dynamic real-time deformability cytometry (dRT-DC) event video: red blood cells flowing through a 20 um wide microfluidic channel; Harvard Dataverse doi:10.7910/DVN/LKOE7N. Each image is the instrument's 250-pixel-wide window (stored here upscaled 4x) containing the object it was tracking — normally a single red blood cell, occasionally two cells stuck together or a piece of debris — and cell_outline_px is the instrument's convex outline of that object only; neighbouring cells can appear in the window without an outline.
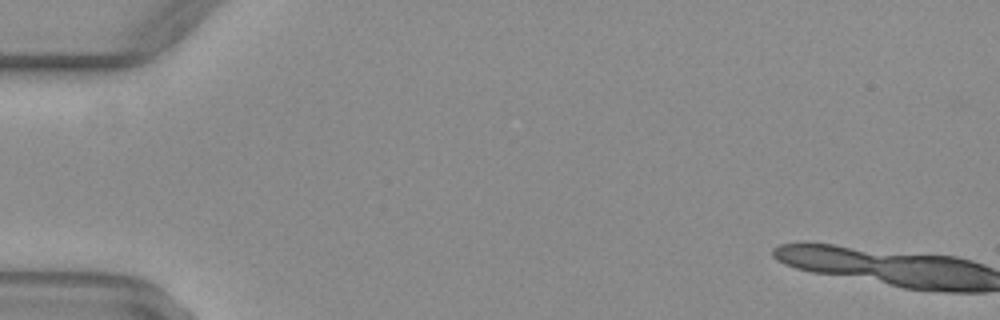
{"species": "common noctule bat (a hibernating species)", "species_latin": "Nyctalus noctula", "temperature_condition": "warm", "stored_images_in_passage": 4, "segment_of_instrument_passage": [1, 2], "camera_frame_rate_fps": 3000, "um_per_image_px": 0.085, "animal": {"sex": "female", "body_mass_g": 29.2, "forearm_length_mm": 56.3}, "frame": {"image": 1, "passage_image": 3, "time_ms": 0.667, "image_size_px": [1000, 320], "cell_outline_px": [[868, 268], [848, 272], [832, 272], [808, 268], [800, 244], [820, 244], [840, 248], [868, 256]], "centroid_in_image_um": [70.82, 21.99], "position_along_channel_um": 14.2, "area_um2": 10.29}}